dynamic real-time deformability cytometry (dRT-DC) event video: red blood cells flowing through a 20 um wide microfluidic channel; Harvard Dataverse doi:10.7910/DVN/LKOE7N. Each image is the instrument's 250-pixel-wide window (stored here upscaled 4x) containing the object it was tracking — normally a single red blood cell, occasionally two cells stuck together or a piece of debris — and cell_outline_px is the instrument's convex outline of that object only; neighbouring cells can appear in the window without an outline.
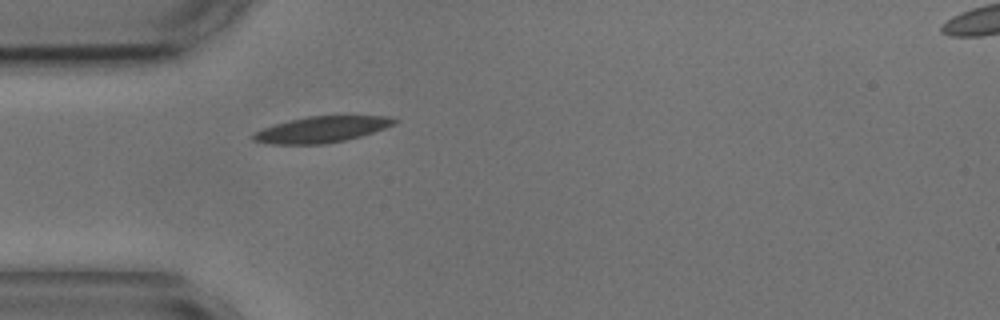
{"species": "common noctule bat (a hibernating species)", "species_latin": "Nyctalus noctula", "temperature_condition": "cold", "stored_images_in_passage": 2, "camera_frame_rate_fps": 3000, "um_per_image_px": 0.085, "animal": {"sex": "male", "body_mass_g": 17.9, "forearm_length_mm": 54.2}, "frame": {"image": 1, "passage_image": 1, "time_ms": 0.0, "image_size_px": [1000, 320], "cell_outline_px": [[400, 120], [384, 128], [360, 136], [344, 140], [324, 144], [272, 144], [252, 140], [248, 136], [252, 132], [276, 124], [308, 116], [388, 116]], "centroid_in_image_um": [27.28, 11.01], "position_along_channel_um": 57.7, "area_um2": 21.21}}